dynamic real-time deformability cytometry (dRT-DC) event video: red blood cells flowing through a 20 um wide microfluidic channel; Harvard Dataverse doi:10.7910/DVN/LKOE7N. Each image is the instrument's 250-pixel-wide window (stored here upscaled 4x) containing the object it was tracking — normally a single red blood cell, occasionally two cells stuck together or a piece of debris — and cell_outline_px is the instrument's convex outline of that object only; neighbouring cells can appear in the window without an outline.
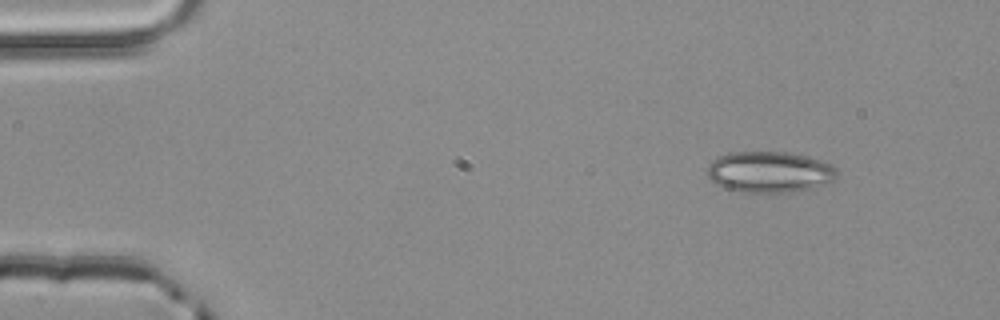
{"species": "common noctule bat (a hibernating species)", "species_latin": "Nyctalus noctula", "temperature_condition": "room temperature", "stored_images_in_passage": 2, "camera_frame_rate_fps": 3000, "um_per_image_px": 0.085, "animal": {"sex": "male", "body_mass_g": 20.4}, "frame": {"image": 1, "passage_image": 1, "time_ms": 0.0, "image_size_px": [1000, 320], "cell_outline_px": [[840, 172], [832, 180], [824, 184], [812, 188], [792, 192], [740, 192], [724, 188], [716, 184], [708, 176], [708, 164], [716, 156], [728, 152], [784, 152], [804, 156], [820, 160], [832, 164]], "centroid_in_image_um": [65.39, 14.61], "position_along_channel_um": 19.6, "area_um2": 31.15}}